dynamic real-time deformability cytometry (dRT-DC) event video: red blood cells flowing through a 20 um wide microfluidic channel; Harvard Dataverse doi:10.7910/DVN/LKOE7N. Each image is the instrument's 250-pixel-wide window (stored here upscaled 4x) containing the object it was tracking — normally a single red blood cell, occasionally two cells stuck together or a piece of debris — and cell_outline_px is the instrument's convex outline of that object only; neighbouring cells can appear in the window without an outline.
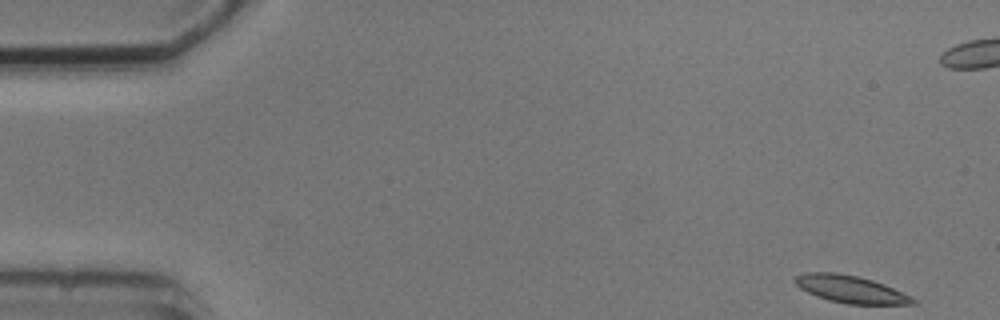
{"species": "common noctule bat (a hibernating species)", "species_latin": "Nyctalus noctula", "temperature_condition": "cold", "stored_images_in_passage": 4, "camera_frame_rate_fps": 3000, "um_per_image_px": 0.085, "animal": {"sex": "male", "body_mass_g": 20.5, "forearm_length_mm": 52.5}, "frame": {"image": 1, "passage_image": 1, "time_ms": 0.0, "image_size_px": [1000, 320], "cell_outline_px": [[916, 304], [844, 304], [828, 300], [816, 296], [800, 288], [792, 280], [796, 276], [804, 272], [836, 272], [856, 276], [872, 280], [884, 284], [916, 300]], "centroid_in_image_um": [72.23, 24.58], "position_along_channel_um": 12.8, "area_um2": 18.61}}